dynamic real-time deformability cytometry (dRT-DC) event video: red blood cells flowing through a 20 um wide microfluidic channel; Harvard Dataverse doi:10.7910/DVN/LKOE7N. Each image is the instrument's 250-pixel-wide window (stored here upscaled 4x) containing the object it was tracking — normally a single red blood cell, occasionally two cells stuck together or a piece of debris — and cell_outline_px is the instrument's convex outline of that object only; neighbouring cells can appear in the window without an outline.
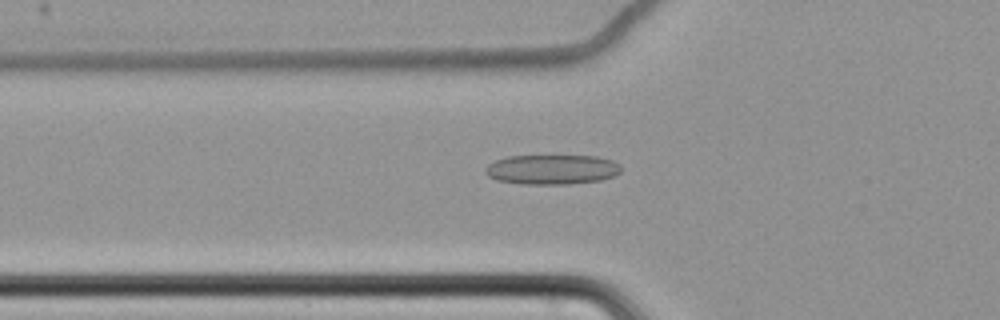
{"species": "common noctule bat (a hibernating species)", "species_latin": "Nyctalus noctula", "temperature_condition": "cold", "stored_images_in_passage": 62, "camera_frame_rate_fps": 3000, "um_per_image_px": 0.085, "animal": {"sex": "female", "body_mass_g": 22.7, "forearm_length_mm": 54.2}, "frame": {"image": 1, "passage_image": 24, "time_ms": 7.667, "image_size_px": [1000, 320], "cell_outline_px": [[620, 172], [616, 176], [600, 180], [568, 184], [520, 184], [496, 180], [488, 176], [484, 172], [484, 168], [488, 164], [496, 160], [508, 156], [596, 156], [612, 160], [620, 164]], "centroid_in_image_um": [46.9, 14.41], "position_along_channel_um": 78.9, "area_um2": 23.7}}
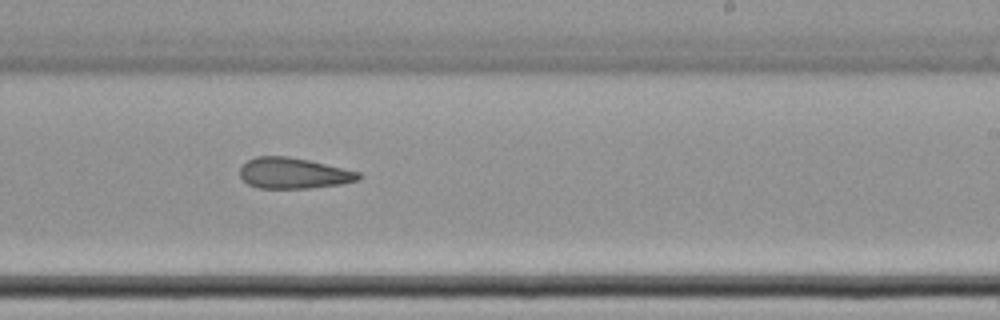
{"frame": {"image": 2, "passage_image": 40, "time_ms": 13.0, "image_size_px": [1000, 320], "cell_outline_px": [[360, 180], [340, 184], [312, 188], [260, 188], [248, 184], [240, 176], [240, 168], [248, 160], [256, 156], [288, 156], [308, 160], [360, 172]], "centroid_in_image_um": [24.95, 14.72], "position_along_channel_um": 264.1, "area_um2": 21.21}}
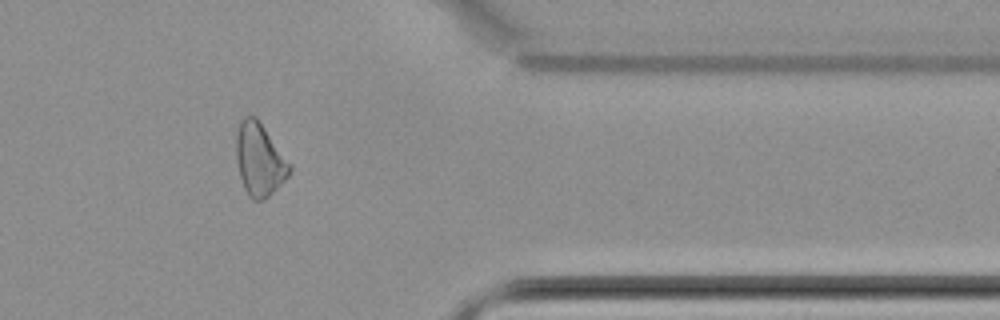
{"frame": {"image": 3, "passage_image": 52, "time_ms": 17.0, "image_size_px": [1000, 320], "cell_outline_px": [[292, 168], [288, 176], [264, 200], [252, 200], [248, 196], [244, 188], [240, 176], [236, 160], [236, 132], [240, 120], [244, 116], [256, 116], [292, 164]], "centroid_in_image_um": [22.05, 13.54], "position_along_channel_um": 389.4, "area_um2": 22.77}, "authors_computed_cell_mechanics": {"area_um2": 23.4957, "velocity_mm_per_s": 3.4803, "shape_relaxation_time_tau1_ms": null, "shape_relaxation_time_tau2_ms": 6.6479, "deformation_change_tau1": null, "deformation_change_tau2": 0.164}}